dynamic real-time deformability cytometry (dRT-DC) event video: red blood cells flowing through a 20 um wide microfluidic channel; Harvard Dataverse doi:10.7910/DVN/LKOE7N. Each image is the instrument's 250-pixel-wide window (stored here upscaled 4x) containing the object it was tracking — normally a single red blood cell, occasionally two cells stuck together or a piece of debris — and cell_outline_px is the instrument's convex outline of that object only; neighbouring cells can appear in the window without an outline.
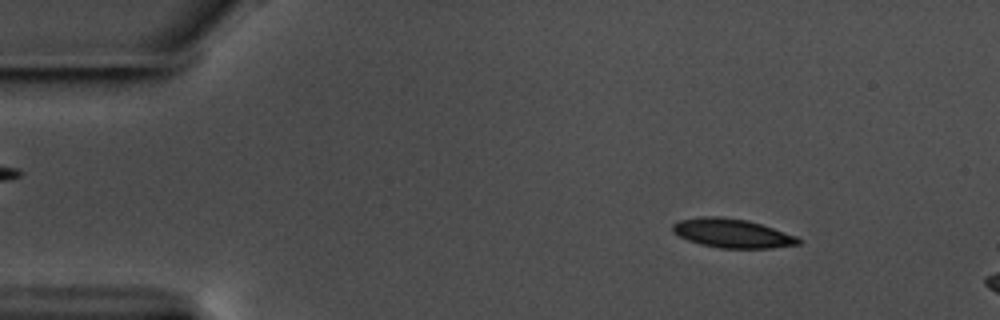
{"species": "common noctule bat (a hibernating species)", "species_latin": "Nyctalus noctula", "temperature_condition": "warm", "stored_images_in_passage": 8, "camera_frame_rate_fps": 3000, "um_per_image_px": 0.085, "animal": {"sex": "male", "body_mass_g": 17.5, "forearm_length_mm": 52.3}, "frame": {"image": 1, "passage_image": 2, "time_ms": 0.333, "image_size_px": [1000, 320], "cell_outline_px": [[804, 240], [800, 244], [772, 248], [720, 248], [700, 244], [688, 240], [672, 232], [672, 224], [680, 220], [700, 216], [724, 216], [748, 220], [796, 236]], "centroid_in_image_um": [62.23, 19.82], "position_along_channel_um": 22.8, "area_um2": 21.33}}